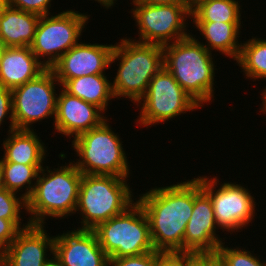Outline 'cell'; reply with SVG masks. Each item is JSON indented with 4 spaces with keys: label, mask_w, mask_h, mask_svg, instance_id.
Returning <instances> with one entry per match:
<instances>
[{
    "label": "cell",
    "mask_w": 266,
    "mask_h": 266,
    "mask_svg": "<svg viewBox=\"0 0 266 266\" xmlns=\"http://www.w3.org/2000/svg\"><path fill=\"white\" fill-rule=\"evenodd\" d=\"M134 199L148 218L154 249L163 253H183L184 233L193 211V179L155 186Z\"/></svg>",
    "instance_id": "6da1fadb"
},
{
    "label": "cell",
    "mask_w": 266,
    "mask_h": 266,
    "mask_svg": "<svg viewBox=\"0 0 266 266\" xmlns=\"http://www.w3.org/2000/svg\"><path fill=\"white\" fill-rule=\"evenodd\" d=\"M193 34L163 46V66L201 107L214 96L215 60Z\"/></svg>",
    "instance_id": "7a4b0ae2"
},
{
    "label": "cell",
    "mask_w": 266,
    "mask_h": 266,
    "mask_svg": "<svg viewBox=\"0 0 266 266\" xmlns=\"http://www.w3.org/2000/svg\"><path fill=\"white\" fill-rule=\"evenodd\" d=\"M43 167L31 196L26 200L30 224L45 225L47 218L63 219L75 214L82 173L71 160L67 165Z\"/></svg>",
    "instance_id": "3957f363"
},
{
    "label": "cell",
    "mask_w": 266,
    "mask_h": 266,
    "mask_svg": "<svg viewBox=\"0 0 266 266\" xmlns=\"http://www.w3.org/2000/svg\"><path fill=\"white\" fill-rule=\"evenodd\" d=\"M115 62L118 69L112 83L114 98H128L136 104L146 93L152 77L164 67L163 46L125 37L114 44L110 64Z\"/></svg>",
    "instance_id": "277c9868"
},
{
    "label": "cell",
    "mask_w": 266,
    "mask_h": 266,
    "mask_svg": "<svg viewBox=\"0 0 266 266\" xmlns=\"http://www.w3.org/2000/svg\"><path fill=\"white\" fill-rule=\"evenodd\" d=\"M128 180L112 175L82 174L75 210L82 219L77 229L93 230L133 205V189Z\"/></svg>",
    "instance_id": "5b68a950"
},
{
    "label": "cell",
    "mask_w": 266,
    "mask_h": 266,
    "mask_svg": "<svg viewBox=\"0 0 266 266\" xmlns=\"http://www.w3.org/2000/svg\"><path fill=\"white\" fill-rule=\"evenodd\" d=\"M106 119L101 125L74 138L73 150L79 157L74 165L82 174L130 177L124 144Z\"/></svg>",
    "instance_id": "8992f818"
},
{
    "label": "cell",
    "mask_w": 266,
    "mask_h": 266,
    "mask_svg": "<svg viewBox=\"0 0 266 266\" xmlns=\"http://www.w3.org/2000/svg\"><path fill=\"white\" fill-rule=\"evenodd\" d=\"M93 231L109 258L137 256L155 251L148 218L136 200L125 212L99 224Z\"/></svg>",
    "instance_id": "52a82bcc"
},
{
    "label": "cell",
    "mask_w": 266,
    "mask_h": 266,
    "mask_svg": "<svg viewBox=\"0 0 266 266\" xmlns=\"http://www.w3.org/2000/svg\"><path fill=\"white\" fill-rule=\"evenodd\" d=\"M90 15L66 10L40 16L31 50L37 59L51 68L70 48L78 44Z\"/></svg>",
    "instance_id": "ba28073f"
},
{
    "label": "cell",
    "mask_w": 266,
    "mask_h": 266,
    "mask_svg": "<svg viewBox=\"0 0 266 266\" xmlns=\"http://www.w3.org/2000/svg\"><path fill=\"white\" fill-rule=\"evenodd\" d=\"M135 105L140 110L135 122L147 128L155 124H165L176 116L203 108L164 67L152 77L146 93Z\"/></svg>",
    "instance_id": "9c48e42d"
},
{
    "label": "cell",
    "mask_w": 266,
    "mask_h": 266,
    "mask_svg": "<svg viewBox=\"0 0 266 266\" xmlns=\"http://www.w3.org/2000/svg\"><path fill=\"white\" fill-rule=\"evenodd\" d=\"M132 3L134 8L130 13L139 29V37L137 40L132 37L129 39L140 43L165 46L192 34L187 31L189 27L187 21L191 18L190 4Z\"/></svg>",
    "instance_id": "30bf717a"
},
{
    "label": "cell",
    "mask_w": 266,
    "mask_h": 266,
    "mask_svg": "<svg viewBox=\"0 0 266 266\" xmlns=\"http://www.w3.org/2000/svg\"><path fill=\"white\" fill-rule=\"evenodd\" d=\"M209 177L201 176V188L211 199L217 227L232 234L250 226L257 204L249 189L243 183H221L217 177Z\"/></svg>",
    "instance_id": "8fae6325"
},
{
    "label": "cell",
    "mask_w": 266,
    "mask_h": 266,
    "mask_svg": "<svg viewBox=\"0 0 266 266\" xmlns=\"http://www.w3.org/2000/svg\"><path fill=\"white\" fill-rule=\"evenodd\" d=\"M56 85L62 87L53 70L46 68L35 79L11 90L16 129H34L32 124L49 117L54 122L58 97Z\"/></svg>",
    "instance_id": "7c38bea8"
},
{
    "label": "cell",
    "mask_w": 266,
    "mask_h": 266,
    "mask_svg": "<svg viewBox=\"0 0 266 266\" xmlns=\"http://www.w3.org/2000/svg\"><path fill=\"white\" fill-rule=\"evenodd\" d=\"M216 226L211 199L201 188V176L193 177V211L184 233L183 253L215 255L225 242L216 234Z\"/></svg>",
    "instance_id": "4fadbf2b"
},
{
    "label": "cell",
    "mask_w": 266,
    "mask_h": 266,
    "mask_svg": "<svg viewBox=\"0 0 266 266\" xmlns=\"http://www.w3.org/2000/svg\"><path fill=\"white\" fill-rule=\"evenodd\" d=\"M113 48V44H92L80 41L62 55L51 69L61 86L69 79L106 74L105 70L112 66L110 59Z\"/></svg>",
    "instance_id": "5bb4252c"
},
{
    "label": "cell",
    "mask_w": 266,
    "mask_h": 266,
    "mask_svg": "<svg viewBox=\"0 0 266 266\" xmlns=\"http://www.w3.org/2000/svg\"><path fill=\"white\" fill-rule=\"evenodd\" d=\"M104 115L99 107L70 95L61 87L53 125L56 132L74 139L101 125L107 119Z\"/></svg>",
    "instance_id": "9a60e30c"
},
{
    "label": "cell",
    "mask_w": 266,
    "mask_h": 266,
    "mask_svg": "<svg viewBox=\"0 0 266 266\" xmlns=\"http://www.w3.org/2000/svg\"><path fill=\"white\" fill-rule=\"evenodd\" d=\"M54 254L62 266H108L109 261L93 230L74 228L57 234Z\"/></svg>",
    "instance_id": "2e32d148"
},
{
    "label": "cell",
    "mask_w": 266,
    "mask_h": 266,
    "mask_svg": "<svg viewBox=\"0 0 266 266\" xmlns=\"http://www.w3.org/2000/svg\"><path fill=\"white\" fill-rule=\"evenodd\" d=\"M44 228V225L29 224L21 229L2 253L5 265L43 266L54 253L55 239V236L47 233ZM47 252L50 253L47 254Z\"/></svg>",
    "instance_id": "e0dca14e"
},
{
    "label": "cell",
    "mask_w": 266,
    "mask_h": 266,
    "mask_svg": "<svg viewBox=\"0 0 266 266\" xmlns=\"http://www.w3.org/2000/svg\"><path fill=\"white\" fill-rule=\"evenodd\" d=\"M45 69L30 46L6 47L0 59V86L12 90L35 79Z\"/></svg>",
    "instance_id": "ac0fdd59"
},
{
    "label": "cell",
    "mask_w": 266,
    "mask_h": 266,
    "mask_svg": "<svg viewBox=\"0 0 266 266\" xmlns=\"http://www.w3.org/2000/svg\"><path fill=\"white\" fill-rule=\"evenodd\" d=\"M34 130L15 129L8 132V136L1 144L4 153L0 162L43 165L46 161L47 147Z\"/></svg>",
    "instance_id": "d6986e66"
},
{
    "label": "cell",
    "mask_w": 266,
    "mask_h": 266,
    "mask_svg": "<svg viewBox=\"0 0 266 266\" xmlns=\"http://www.w3.org/2000/svg\"><path fill=\"white\" fill-rule=\"evenodd\" d=\"M40 15L8 6L0 16V38L6 47L31 46Z\"/></svg>",
    "instance_id": "ffe728a7"
},
{
    "label": "cell",
    "mask_w": 266,
    "mask_h": 266,
    "mask_svg": "<svg viewBox=\"0 0 266 266\" xmlns=\"http://www.w3.org/2000/svg\"><path fill=\"white\" fill-rule=\"evenodd\" d=\"M193 27L200 31L206 42L202 45L209 51H219L221 55L236 61L241 50L242 41L239 43L241 23L225 22H193Z\"/></svg>",
    "instance_id": "44dd1931"
},
{
    "label": "cell",
    "mask_w": 266,
    "mask_h": 266,
    "mask_svg": "<svg viewBox=\"0 0 266 266\" xmlns=\"http://www.w3.org/2000/svg\"><path fill=\"white\" fill-rule=\"evenodd\" d=\"M106 74L85 75L67 80L62 88L70 95L99 107L104 113L109 102L114 99L112 81Z\"/></svg>",
    "instance_id": "7402d4cb"
},
{
    "label": "cell",
    "mask_w": 266,
    "mask_h": 266,
    "mask_svg": "<svg viewBox=\"0 0 266 266\" xmlns=\"http://www.w3.org/2000/svg\"><path fill=\"white\" fill-rule=\"evenodd\" d=\"M239 0H213L209 2H190L193 22L242 23Z\"/></svg>",
    "instance_id": "603a6c76"
},
{
    "label": "cell",
    "mask_w": 266,
    "mask_h": 266,
    "mask_svg": "<svg viewBox=\"0 0 266 266\" xmlns=\"http://www.w3.org/2000/svg\"><path fill=\"white\" fill-rule=\"evenodd\" d=\"M252 36L242 43L240 54L236 60L240 72L249 80H266V39Z\"/></svg>",
    "instance_id": "cb8c5ba5"
},
{
    "label": "cell",
    "mask_w": 266,
    "mask_h": 266,
    "mask_svg": "<svg viewBox=\"0 0 266 266\" xmlns=\"http://www.w3.org/2000/svg\"><path fill=\"white\" fill-rule=\"evenodd\" d=\"M43 167V165L1 162L5 189L18 194L22 191L21 189L25 188L21 197L27 200L33 192L35 182Z\"/></svg>",
    "instance_id": "d4e9b609"
},
{
    "label": "cell",
    "mask_w": 266,
    "mask_h": 266,
    "mask_svg": "<svg viewBox=\"0 0 266 266\" xmlns=\"http://www.w3.org/2000/svg\"><path fill=\"white\" fill-rule=\"evenodd\" d=\"M224 244L225 242L218 247L215 255L225 266H266V261L256 256L258 254H252L253 251H248L244 247L242 249L241 246L229 248Z\"/></svg>",
    "instance_id": "484cf974"
},
{
    "label": "cell",
    "mask_w": 266,
    "mask_h": 266,
    "mask_svg": "<svg viewBox=\"0 0 266 266\" xmlns=\"http://www.w3.org/2000/svg\"><path fill=\"white\" fill-rule=\"evenodd\" d=\"M22 209L26 211V200L21 195H16L8 189L0 191V218L11 220L20 230L30 224L22 222L24 221L20 214L24 212Z\"/></svg>",
    "instance_id": "4316f807"
},
{
    "label": "cell",
    "mask_w": 266,
    "mask_h": 266,
    "mask_svg": "<svg viewBox=\"0 0 266 266\" xmlns=\"http://www.w3.org/2000/svg\"><path fill=\"white\" fill-rule=\"evenodd\" d=\"M162 253L155 250L137 256L109 258L108 266H156L157 258Z\"/></svg>",
    "instance_id": "83f0119b"
},
{
    "label": "cell",
    "mask_w": 266,
    "mask_h": 266,
    "mask_svg": "<svg viewBox=\"0 0 266 266\" xmlns=\"http://www.w3.org/2000/svg\"><path fill=\"white\" fill-rule=\"evenodd\" d=\"M52 0H9V6L40 16L51 14Z\"/></svg>",
    "instance_id": "f1b7e54d"
},
{
    "label": "cell",
    "mask_w": 266,
    "mask_h": 266,
    "mask_svg": "<svg viewBox=\"0 0 266 266\" xmlns=\"http://www.w3.org/2000/svg\"><path fill=\"white\" fill-rule=\"evenodd\" d=\"M6 118H8L10 121L7 132L15 130L16 127L13 118L12 91L4 86H0V128L1 125H3L2 123L6 121Z\"/></svg>",
    "instance_id": "f546056e"
},
{
    "label": "cell",
    "mask_w": 266,
    "mask_h": 266,
    "mask_svg": "<svg viewBox=\"0 0 266 266\" xmlns=\"http://www.w3.org/2000/svg\"><path fill=\"white\" fill-rule=\"evenodd\" d=\"M195 262V255L191 253H162L156 266H191Z\"/></svg>",
    "instance_id": "4dcf8cb0"
},
{
    "label": "cell",
    "mask_w": 266,
    "mask_h": 266,
    "mask_svg": "<svg viewBox=\"0 0 266 266\" xmlns=\"http://www.w3.org/2000/svg\"><path fill=\"white\" fill-rule=\"evenodd\" d=\"M19 231L11 220L0 218V254L13 242Z\"/></svg>",
    "instance_id": "1f68e13d"
},
{
    "label": "cell",
    "mask_w": 266,
    "mask_h": 266,
    "mask_svg": "<svg viewBox=\"0 0 266 266\" xmlns=\"http://www.w3.org/2000/svg\"><path fill=\"white\" fill-rule=\"evenodd\" d=\"M132 2L147 3V4H152V5L190 4V0H132Z\"/></svg>",
    "instance_id": "d6a6232c"
},
{
    "label": "cell",
    "mask_w": 266,
    "mask_h": 266,
    "mask_svg": "<svg viewBox=\"0 0 266 266\" xmlns=\"http://www.w3.org/2000/svg\"><path fill=\"white\" fill-rule=\"evenodd\" d=\"M204 266H225L216 255H204Z\"/></svg>",
    "instance_id": "836d02e7"
},
{
    "label": "cell",
    "mask_w": 266,
    "mask_h": 266,
    "mask_svg": "<svg viewBox=\"0 0 266 266\" xmlns=\"http://www.w3.org/2000/svg\"><path fill=\"white\" fill-rule=\"evenodd\" d=\"M43 266H62L60 259L53 253Z\"/></svg>",
    "instance_id": "e575fe53"
},
{
    "label": "cell",
    "mask_w": 266,
    "mask_h": 266,
    "mask_svg": "<svg viewBox=\"0 0 266 266\" xmlns=\"http://www.w3.org/2000/svg\"><path fill=\"white\" fill-rule=\"evenodd\" d=\"M92 1V0H91ZM97 1L98 3H100L101 6H103V8L105 7V9H110L114 6V4L118 1V0H94ZM116 1V2H115Z\"/></svg>",
    "instance_id": "d590c367"
},
{
    "label": "cell",
    "mask_w": 266,
    "mask_h": 266,
    "mask_svg": "<svg viewBox=\"0 0 266 266\" xmlns=\"http://www.w3.org/2000/svg\"><path fill=\"white\" fill-rule=\"evenodd\" d=\"M261 98H262V105L260 104V112H263V114H266V86L263 89V92L261 93Z\"/></svg>",
    "instance_id": "8d00e7d4"
},
{
    "label": "cell",
    "mask_w": 266,
    "mask_h": 266,
    "mask_svg": "<svg viewBox=\"0 0 266 266\" xmlns=\"http://www.w3.org/2000/svg\"><path fill=\"white\" fill-rule=\"evenodd\" d=\"M191 266H204V255H195V262Z\"/></svg>",
    "instance_id": "74e56055"
},
{
    "label": "cell",
    "mask_w": 266,
    "mask_h": 266,
    "mask_svg": "<svg viewBox=\"0 0 266 266\" xmlns=\"http://www.w3.org/2000/svg\"><path fill=\"white\" fill-rule=\"evenodd\" d=\"M8 6H9V0H0V16L3 14V12Z\"/></svg>",
    "instance_id": "f35d334b"
},
{
    "label": "cell",
    "mask_w": 266,
    "mask_h": 266,
    "mask_svg": "<svg viewBox=\"0 0 266 266\" xmlns=\"http://www.w3.org/2000/svg\"><path fill=\"white\" fill-rule=\"evenodd\" d=\"M3 189H5V186H4L3 172L1 168V162H0V191Z\"/></svg>",
    "instance_id": "ab89813d"
},
{
    "label": "cell",
    "mask_w": 266,
    "mask_h": 266,
    "mask_svg": "<svg viewBox=\"0 0 266 266\" xmlns=\"http://www.w3.org/2000/svg\"><path fill=\"white\" fill-rule=\"evenodd\" d=\"M5 49H6V46L0 38V59L2 58V55H3V52L5 51Z\"/></svg>",
    "instance_id": "60d3db41"
},
{
    "label": "cell",
    "mask_w": 266,
    "mask_h": 266,
    "mask_svg": "<svg viewBox=\"0 0 266 266\" xmlns=\"http://www.w3.org/2000/svg\"><path fill=\"white\" fill-rule=\"evenodd\" d=\"M0 266H6L2 254H0Z\"/></svg>",
    "instance_id": "b9f144b4"
},
{
    "label": "cell",
    "mask_w": 266,
    "mask_h": 266,
    "mask_svg": "<svg viewBox=\"0 0 266 266\" xmlns=\"http://www.w3.org/2000/svg\"><path fill=\"white\" fill-rule=\"evenodd\" d=\"M213 0H190V2H209Z\"/></svg>",
    "instance_id": "7bdbcfd3"
}]
</instances>
